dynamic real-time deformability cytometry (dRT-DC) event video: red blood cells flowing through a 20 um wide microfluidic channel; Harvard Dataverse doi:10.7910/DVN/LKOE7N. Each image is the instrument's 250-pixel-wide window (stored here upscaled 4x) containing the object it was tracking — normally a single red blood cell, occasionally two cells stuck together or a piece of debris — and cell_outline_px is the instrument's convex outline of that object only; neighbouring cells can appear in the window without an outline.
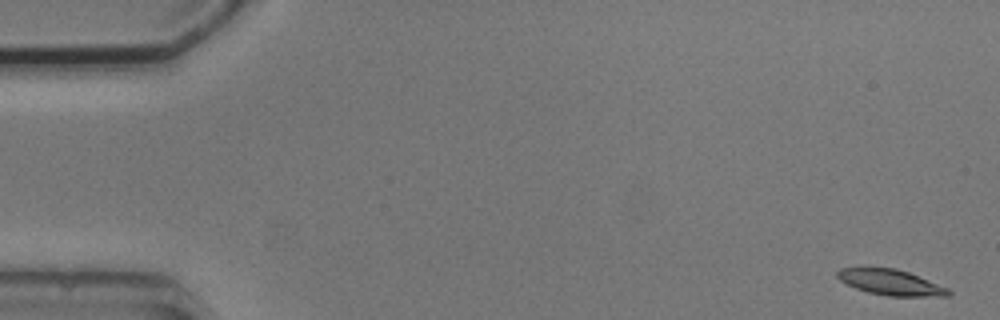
{"species": "common noctule bat (a hibernating species)", "species_latin": "Nyctalus noctula", "temperature_condition": "cold", "stored_images_in_passage": 6, "camera_frame_rate_fps": 3000, "um_per_image_px": 0.085, "animal": {"sex": "male", "body_mass_g": 20.5, "forearm_length_mm": 52.5}, "frame": {"image": 1, "passage_image": 1, "time_ms": 0.0, "image_size_px": [1000, 320], "cell_outline_px": [[952, 292], [948, 296], [888, 296], [868, 292], [856, 288], [840, 280], [836, 276], [836, 272], [840, 268], [864, 264], [896, 268], [908, 272], [948, 288]], "centroid_in_image_um": [75.61, 23.94], "position_along_channel_um": 9.4, "area_um2": 17.17}}